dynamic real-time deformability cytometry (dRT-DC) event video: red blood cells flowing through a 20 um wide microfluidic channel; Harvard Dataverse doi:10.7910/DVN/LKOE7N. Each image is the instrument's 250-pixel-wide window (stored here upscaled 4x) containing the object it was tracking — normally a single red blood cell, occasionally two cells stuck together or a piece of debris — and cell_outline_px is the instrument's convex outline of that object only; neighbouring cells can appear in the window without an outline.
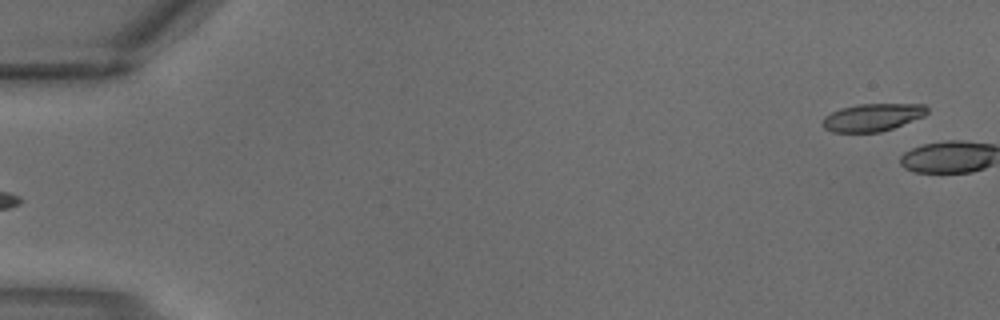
{"species": "common noctule bat (a hibernating species)", "species_latin": "Nyctalus noctula", "temperature_condition": "warm", "stored_images_in_passage": 2, "segment_of_instrument_passage": [2, 2], "camera_frame_rate_fps": 3000, "um_per_image_px": 0.085, "animal": {"sex": "male", "body_mass_g": 18.8}, "frame": {"image": 1, "passage_image": 2, "time_ms": 0.333, "image_size_px": [1000, 320], "cell_outline_px": [[928, 112], [924, 116], [892, 128], [880, 132], [832, 132], [824, 128], [820, 124], [824, 116], [840, 108], [856, 104], [924, 104], [928, 108]], "centroid_in_image_um": [74.12, 9.97], "position_along_channel_um": 10.9, "area_um2": 16.88}}